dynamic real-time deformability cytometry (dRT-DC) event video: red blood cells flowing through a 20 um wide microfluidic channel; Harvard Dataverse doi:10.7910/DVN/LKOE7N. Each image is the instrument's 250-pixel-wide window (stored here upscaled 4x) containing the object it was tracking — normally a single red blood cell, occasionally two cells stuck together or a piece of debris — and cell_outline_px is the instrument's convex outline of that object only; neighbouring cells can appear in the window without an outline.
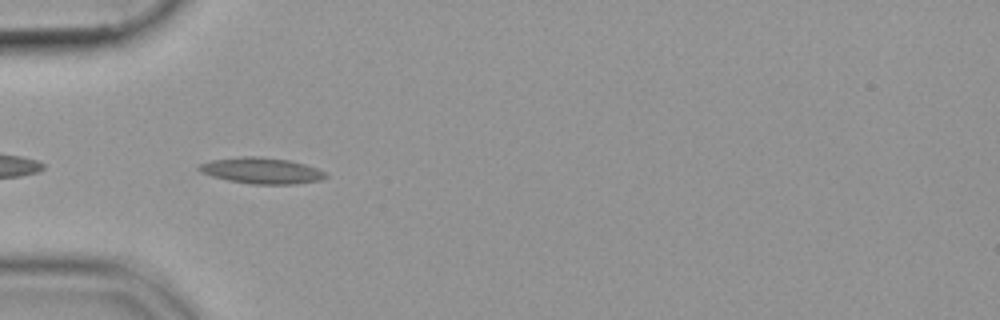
{"species": "common noctule bat (a hibernating species)", "species_latin": "Nyctalus noctula", "temperature_condition": "cold", "stored_images_in_passage": 39, "camera_frame_rate_fps": 3000, "um_per_image_px": 0.085, "animal": {"sex": "female", "body_mass_g": 19.9}, "frame": {"image": 1, "passage_image": 2, "time_ms": 0.333, "image_size_px": [1000, 320], "cell_outline_px": [[328, 176], [320, 180], [296, 184], [252, 184], [228, 180], [212, 176], [200, 172], [196, 168], [200, 164], [212, 160], [244, 156], [256, 156], [288, 160], [304, 164], [316, 168], [324, 172]], "centroid_in_image_um": [22.21, 14.51], "position_along_channel_um": 62.8, "area_um2": 19.07}}
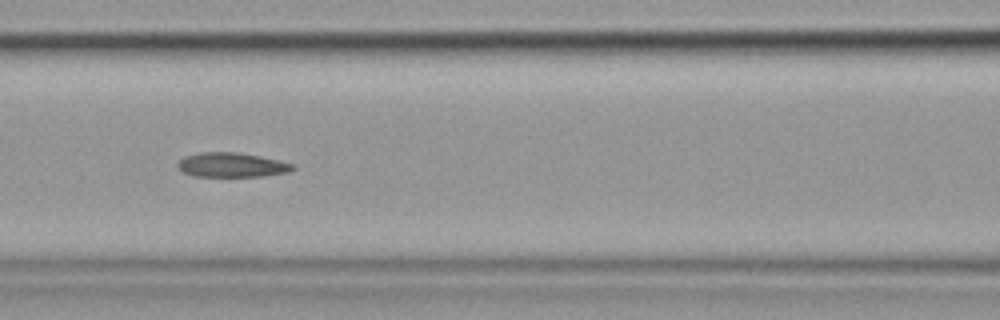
{"frame": {"image": 2, "passage_image": 9, "time_ms": 2.667, "image_size_px": [1000, 320], "cell_outline_px": [[296, 168], [288, 172], [260, 176], [192, 176], [176, 168], [176, 164], [184, 156], [200, 152], [240, 152], [280, 160], [296, 164]], "centroid_in_image_um": [19.7, 14.01], "position_along_channel_um": 146.9, "area_um2": 16.59}}
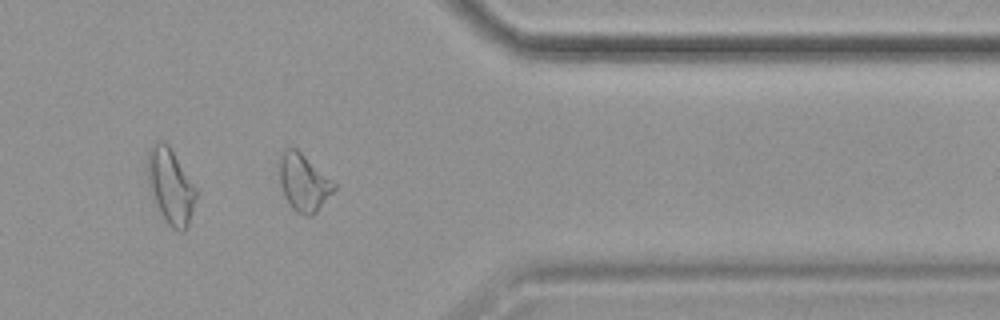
{"frame": {"image": 3, "passage_image": 29, "time_ms": 9.333, "image_size_px": [1000, 320], "cell_outline_px": [[336, 188], [316, 212], [312, 216], [304, 216], [296, 212], [292, 208], [284, 196], [280, 184], [280, 156], [284, 148], [296, 148], [336, 184]], "centroid_in_image_um": [25.8, 15.53], "position_along_channel_um": 385.6, "area_um2": 17.98}}